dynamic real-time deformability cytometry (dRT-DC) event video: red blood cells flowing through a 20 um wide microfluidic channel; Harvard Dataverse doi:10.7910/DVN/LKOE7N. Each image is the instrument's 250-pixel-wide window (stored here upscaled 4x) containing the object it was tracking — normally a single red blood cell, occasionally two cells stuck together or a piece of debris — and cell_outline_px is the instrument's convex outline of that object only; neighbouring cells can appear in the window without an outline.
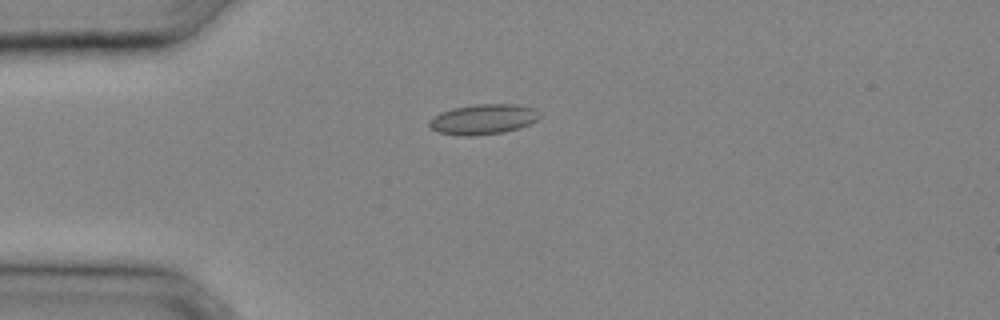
{"species": "common noctule bat (a hibernating species)", "species_latin": "Nyctalus noctula", "temperature_condition": "cold", "stored_images_in_passage": 24, "camera_frame_rate_fps": 3000, "um_per_image_px": 0.085, "animal": {"sex": "male", "body_mass_g": 20.4}, "frame": {"image": 1, "passage_image": 3, "time_ms": 0.667, "image_size_px": [1000, 320], "cell_outline_px": [[540, 116], [536, 120], [520, 128], [504, 132], [476, 136], [464, 136], [436, 132], [428, 124], [428, 120], [432, 116], [440, 112], [452, 108], [476, 104], [516, 104], [536, 108], [540, 112]], "centroid_in_image_um": [41.06, 10.13], "position_along_channel_um": 43.9, "area_um2": 19.71}}
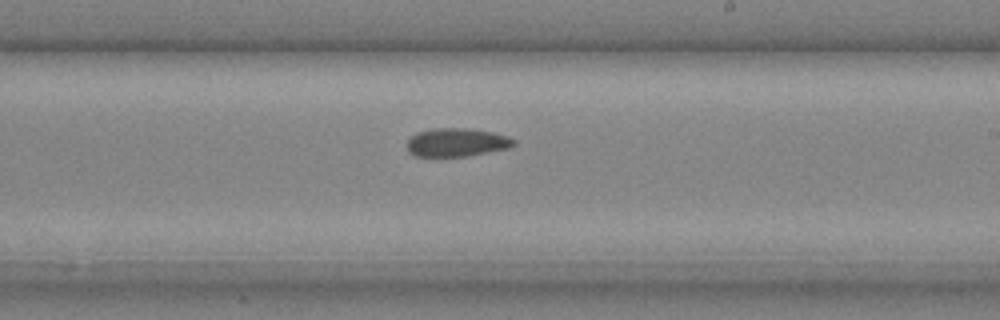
{"frame": {"image": 2, "passage_image": 14, "time_ms": 4.333, "image_size_px": [1000, 320], "cell_outline_px": [[516, 144], [508, 148], [468, 156], [416, 156], [408, 152], [408, 140], [416, 132], [432, 128], [468, 128], [492, 132], [508, 136], [516, 140]], "centroid_in_image_um": [38.83, 12.09], "position_along_channel_um": 250.2, "area_um2": 17.69}}
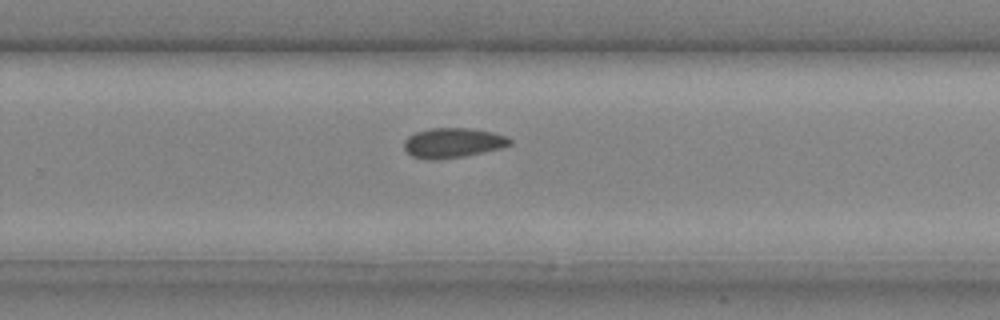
{"frame": {"image": 3, "passage_image": 16, "time_ms": 5.0, "image_size_px": [1000, 320], "cell_outline_px": [[512, 144], [504, 148], [464, 156], [436, 160], [428, 160], [412, 156], [404, 148], [404, 140], [408, 136], [416, 132], [428, 128], [468, 128], [492, 132], [508, 136], [512, 140]], "centroid_in_image_um": [38.52, 12.14], "position_along_channel_um": 291.3, "area_um2": 18.61}}